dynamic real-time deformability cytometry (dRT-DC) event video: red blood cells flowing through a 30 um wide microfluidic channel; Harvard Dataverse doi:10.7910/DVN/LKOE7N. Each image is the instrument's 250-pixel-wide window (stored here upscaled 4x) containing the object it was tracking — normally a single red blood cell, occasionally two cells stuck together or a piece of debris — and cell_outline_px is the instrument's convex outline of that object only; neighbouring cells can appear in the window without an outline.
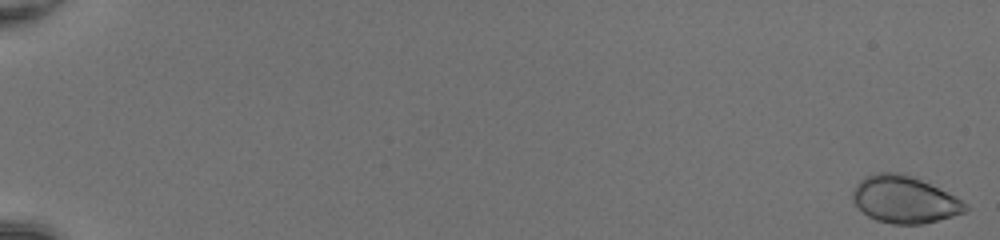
{"species": "common noctule bat (a hibernating species)", "species_latin": "Nyctalus noctula", "temperature_condition": "room temperature", "stored_images_in_passage": 52, "camera_frame_rate_fps": 3000, "um_per_image_px": 0.085, "animal": {"sex": "female", "body_mass_g": 20.0, "forearm_length_mm": 54.0}, "frame": {"image": 1, "passage_image": 1, "time_ms": 0.0, "image_size_px": [1000, 240], "cell_outline_px": [[968, 208], [964, 212], [952, 216], [924, 224], [892, 224], [876, 220], [868, 216], [852, 200], [852, 192], [856, 184], [864, 176], [880, 172], [896, 172], [912, 176], [968, 204]], "centroid_in_image_um": [76.82, 16.97], "position_along_channel_um": 8.2, "area_um2": 30.4}}
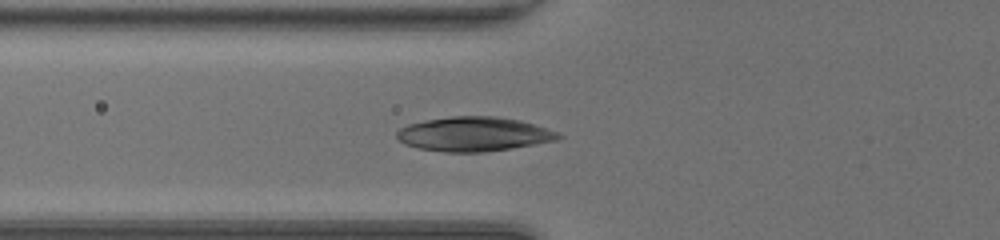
{"frame": {"image": 2, "passage_image": 22, "time_ms": 7.0, "image_size_px": [1000, 240], "cell_outline_px": [[564, 136], [556, 140], [484, 152], [444, 152], [420, 148], [404, 144], [396, 136], [396, 132], [400, 128], [408, 124], [424, 120], [452, 116], [496, 116], [520, 120], [556, 132]], "centroid_in_image_um": [40.22, 11.39], "position_along_channel_um": 85.6, "area_um2": 31.96}}
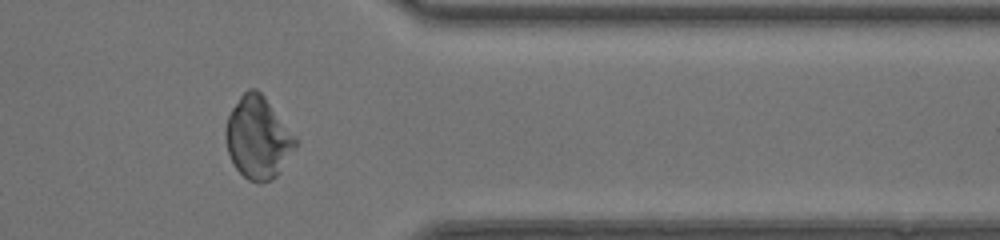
{"frame": {"image": 3, "passage_image": 44, "time_ms": 14.333, "image_size_px": [1000, 240], "cell_outline_px": [[300, 140], [280, 172], [272, 180], [260, 184], [248, 180], [236, 168], [228, 152], [224, 136], [224, 128], [228, 116], [232, 108], [240, 96], [248, 88], [256, 88], [264, 96]], "centroid_in_image_um": [21.94, 11.71], "position_along_channel_um": 389.5, "area_um2": 33.7}}